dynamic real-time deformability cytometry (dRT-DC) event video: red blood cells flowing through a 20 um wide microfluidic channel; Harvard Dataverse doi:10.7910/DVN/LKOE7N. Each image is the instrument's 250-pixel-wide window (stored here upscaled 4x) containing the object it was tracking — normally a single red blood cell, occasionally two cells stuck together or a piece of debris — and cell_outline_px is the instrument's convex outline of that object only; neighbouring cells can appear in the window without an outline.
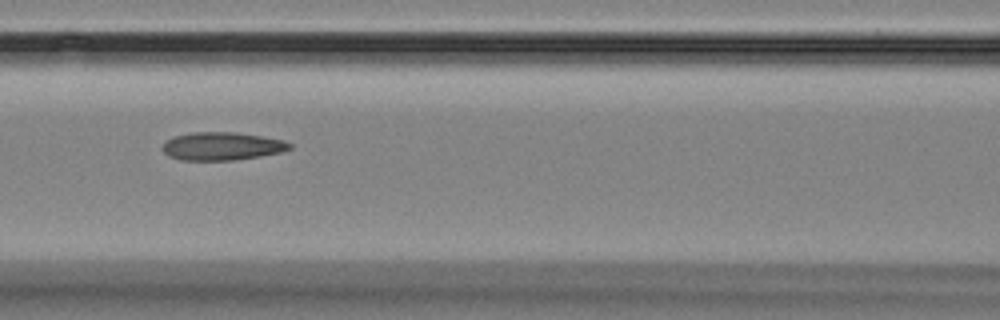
{"species": "Egyptian fruit bat (a non-hibernating species)", "species_latin": "Rousettus aegyptiacus", "temperature_condition": "room temperature", "stored_images_in_passage": 15, "camera_frame_rate_fps": 3000, "um_per_image_px": 0.085, "animal": {"sex": "female"}, "frame": {"image": 1, "passage_image": 6, "time_ms": 5.667, "image_size_px": [1000, 320], "cell_outline_px": [[292, 148], [280, 152], [260, 156], [232, 160], [180, 160], [168, 156], [160, 148], [172, 136], [192, 132], [236, 132], [264, 136], [284, 140], [292, 144]], "centroid_in_image_um": [18.86, 12.42], "position_along_channel_um": 147.7, "area_um2": 20.92}}
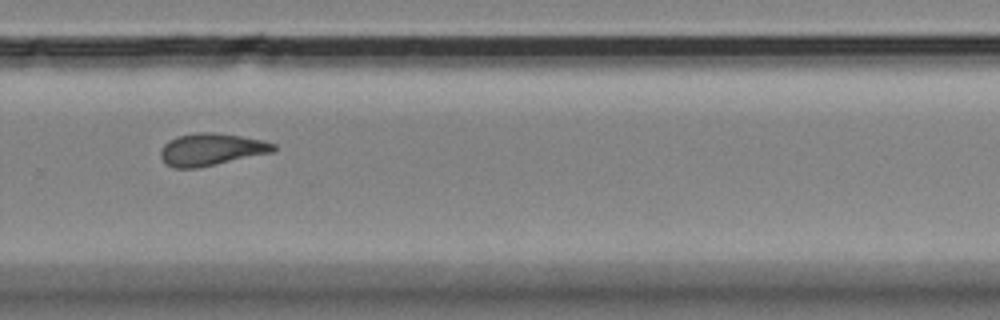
{"frame": {"image": 2, "passage_image": 10, "time_ms": 10.333, "image_size_px": [1000, 320], "cell_outline_px": [[276, 148], [272, 152], [196, 168], [172, 168], [164, 164], [160, 156], [160, 148], [168, 140], [180, 136], [196, 132], [212, 132], [240, 136], [264, 140], [276, 144]], "centroid_in_image_um": [17.91, 12.7], "position_along_channel_um": 311.9, "area_um2": 21.15}}
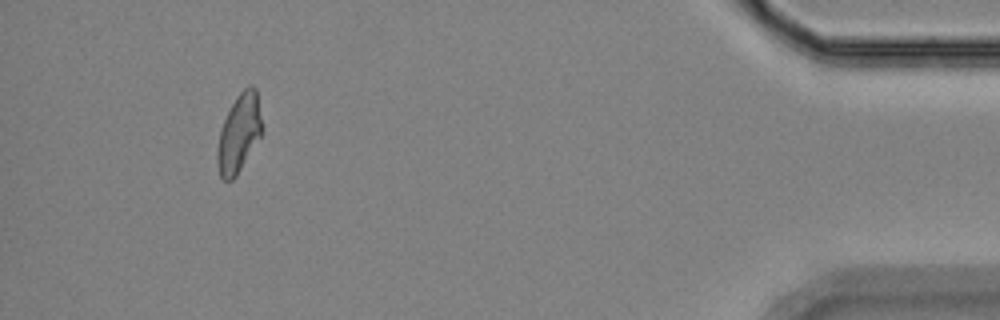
{"frame": {"image": 3, "passage_image": 14, "time_ms": 15.0, "image_size_px": [1000, 320], "cell_outline_px": [[260, 136], [236, 176], [232, 180], [224, 180], [220, 176], [216, 160], [216, 152], [220, 128], [236, 96], [248, 84], [252, 84], [256, 88], [260, 120]], "centroid_in_image_um": [20.27, 11.33], "position_along_channel_um": 414.9, "area_um2": 19.88}, "authors_computed_cell_mechanics": {"area_um2": 21.1548, "velocity_mm_per_s": 3.5281, "shape_relaxation_time_tau1_ms": 4.6819, "shape_relaxation_time_tau2_ms": 2.3598, "deformation_change_tau1": 0.1446, "deformation_change_tau2": 0.1019}}